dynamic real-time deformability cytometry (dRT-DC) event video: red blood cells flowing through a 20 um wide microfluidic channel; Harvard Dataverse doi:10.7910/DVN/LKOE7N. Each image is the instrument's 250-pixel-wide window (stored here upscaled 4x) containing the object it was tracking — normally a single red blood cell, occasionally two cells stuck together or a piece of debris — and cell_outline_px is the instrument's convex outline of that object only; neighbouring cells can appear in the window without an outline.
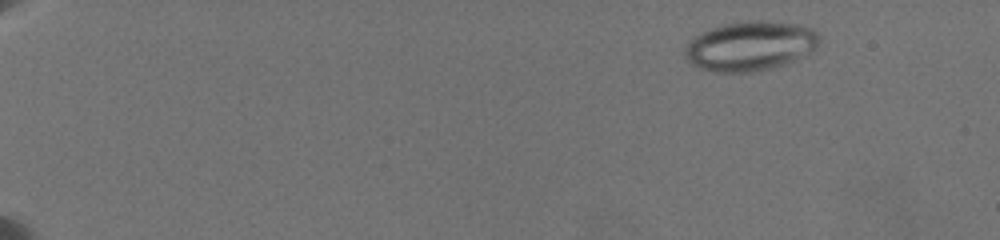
{"species": "common noctule bat (a hibernating species)", "species_latin": "Nyctalus noctula", "temperature_condition": "warm", "stored_images_in_passage": 31, "camera_frame_rate_fps": 3000, "um_per_image_px": 0.085, "animal": {"sex": "female", "body_mass_g": 19.5, "forearm_length_mm": 54.1}, "frame": {"image": 1, "passage_image": 1, "time_ms": 0.0, "image_size_px": [1000, 240], "cell_outline_px": [[820, 40], [816, 48], [812, 52], [788, 64], [756, 72], [716, 72], [700, 68], [688, 64], [684, 56], [684, 48], [692, 36], [712, 28], [724, 24], [752, 20], [764, 20], [800, 24], [812, 28], [820, 36]], "centroid_in_image_um": [63.77, 3.92], "position_along_channel_um": 21.2, "area_um2": 39.54}}
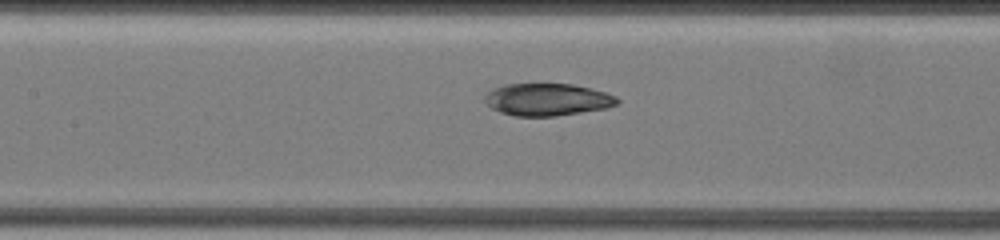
{"frame": {"image": 2, "passage_image": 29, "time_ms": 8.333, "image_size_px": [1000, 240], "cell_outline_px": [[620, 104], [608, 108], [556, 116], [516, 116], [500, 112], [492, 108], [484, 100], [484, 96], [492, 88], [504, 84], [572, 84], [604, 92], [616, 96], [620, 100]], "centroid_in_image_um": [46.53, 8.46], "position_along_channel_um": 160.9, "area_um2": 24.97}}
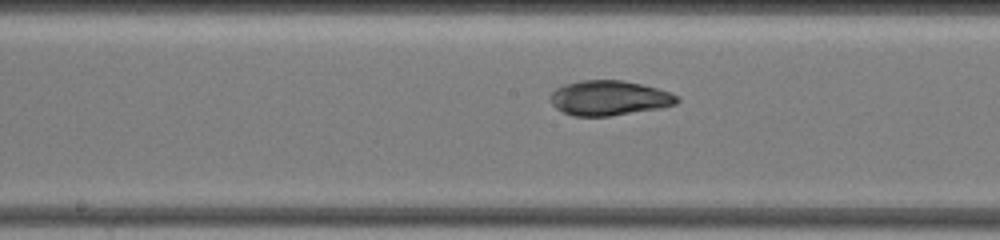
{"frame": {"image": 3, "passage_image": 31, "time_ms": 9.333, "image_size_px": [1000, 240], "cell_outline_px": [[680, 100], [676, 104], [664, 108], [608, 116], [572, 116], [556, 108], [552, 104], [552, 92], [556, 88], [564, 84], [580, 80], [620, 80], [640, 84], [656, 88], [668, 92], [676, 96]], "centroid_in_image_um": [51.78, 8.33], "position_along_channel_um": 196.4, "area_um2": 25.61}}